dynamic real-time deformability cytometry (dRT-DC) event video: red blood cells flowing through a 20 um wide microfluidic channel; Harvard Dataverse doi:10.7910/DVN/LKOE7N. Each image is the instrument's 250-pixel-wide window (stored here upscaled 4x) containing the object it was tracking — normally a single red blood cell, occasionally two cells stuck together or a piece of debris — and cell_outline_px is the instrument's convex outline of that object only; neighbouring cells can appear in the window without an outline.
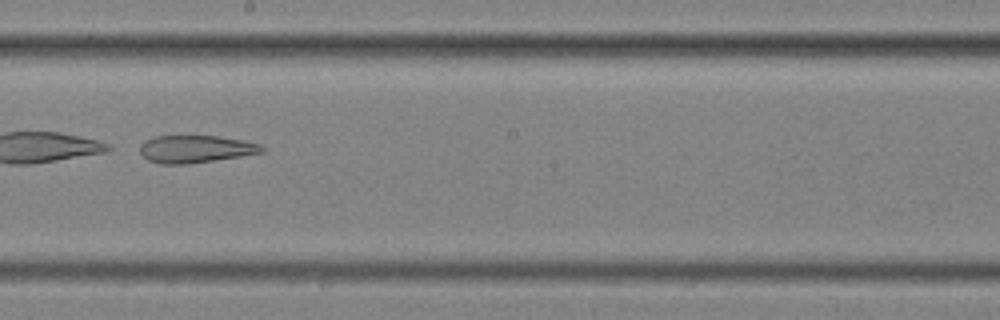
{"species": "common noctule bat (a hibernating species)", "species_latin": "Nyctalus noctula", "temperature_condition": "cold", "stored_images_in_passage": 56, "camera_frame_rate_fps": 3000, "um_per_image_px": 0.085, "animal": {"sex": "female", "body_mass_g": 25.1}, "frame": {"image": 1, "passage_image": 32, "time_ms": 10.333, "image_size_px": [1000, 320], "cell_outline_px": [[264, 152], [240, 156], [184, 164], [160, 164], [148, 160], [140, 152], [140, 144], [144, 140], [152, 136], [216, 136], [244, 140], [260, 144], [264, 148]], "centroid_in_image_um": [16.59, 12.65], "position_along_channel_um": 231.6, "area_um2": 19.42}}